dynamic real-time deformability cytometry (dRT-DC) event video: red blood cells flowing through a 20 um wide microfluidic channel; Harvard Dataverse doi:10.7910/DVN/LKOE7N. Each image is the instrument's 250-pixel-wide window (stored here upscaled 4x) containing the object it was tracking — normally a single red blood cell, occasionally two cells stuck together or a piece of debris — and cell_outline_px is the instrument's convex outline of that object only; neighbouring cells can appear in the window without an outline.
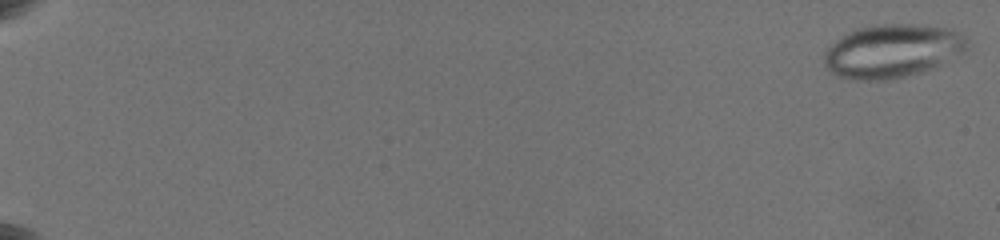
{"species": "common noctule bat (a hibernating species)", "species_latin": "Nyctalus noctula", "temperature_condition": "warm", "stored_images_in_passage": 66, "camera_frame_rate_fps": 3000, "um_per_image_px": 0.085, "animal": {"sex": "female", "body_mass_g": 19.5, "forearm_length_mm": 54.1}, "frame": {"image": 1, "passage_image": 1, "time_ms": 0.0, "image_size_px": [1000, 240], "cell_outline_px": [[968, 40], [964, 48], [936, 64], [920, 72], [888, 80], [860, 80], [840, 76], [832, 72], [828, 68], [824, 60], [824, 52], [832, 44], [844, 36], [860, 28], [892, 24], [896, 24], [940, 28], [956, 32], [964, 36]], "centroid_in_image_um": [75.75, 4.36], "position_along_channel_um": 9.3, "area_um2": 42.19}}
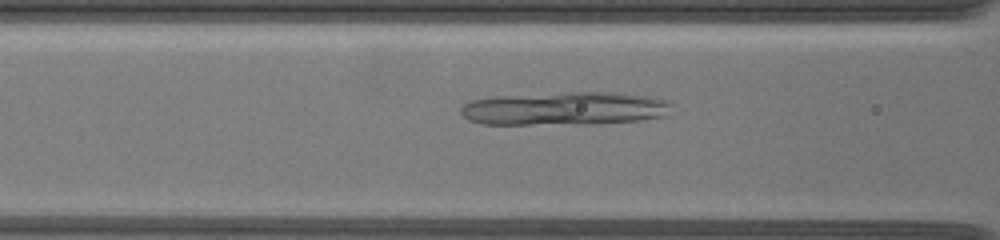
{"frame": {"image": 2, "passage_image": 58, "time_ms": 9.333, "image_size_px": [1000, 240], "cell_outline_px": [[672, 104], [668, 116], [640, 120], [592, 124], [484, 124], [468, 120], [460, 112], [460, 108], [464, 104], [472, 100], [504, 96], [568, 92], [616, 92], [652, 96], [668, 100]], "centroid_in_image_um": [48.09, 9.23], "position_along_channel_um": 118.5, "area_um2": 41.21}}
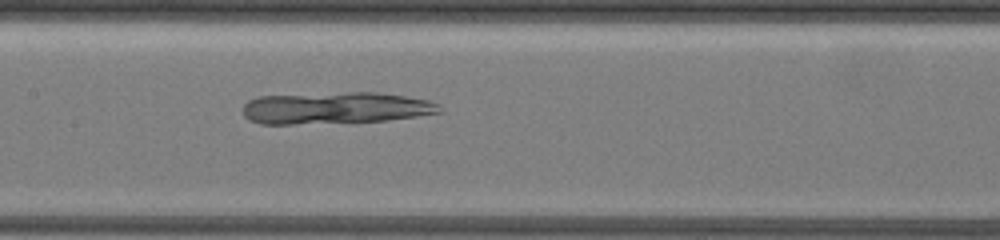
{"frame": {"image": 3, "passage_image": 65, "time_ms": 11.0, "image_size_px": [1000, 240], "cell_outline_px": [[440, 112], [416, 116], [352, 124], [260, 124], [248, 120], [244, 116], [244, 104], [248, 100], [260, 96], [348, 92], [376, 92], [404, 96], [428, 100], [436, 104]], "centroid_in_image_um": [28.44, 9.2], "position_along_channel_um": 179.0, "area_um2": 36.82}}